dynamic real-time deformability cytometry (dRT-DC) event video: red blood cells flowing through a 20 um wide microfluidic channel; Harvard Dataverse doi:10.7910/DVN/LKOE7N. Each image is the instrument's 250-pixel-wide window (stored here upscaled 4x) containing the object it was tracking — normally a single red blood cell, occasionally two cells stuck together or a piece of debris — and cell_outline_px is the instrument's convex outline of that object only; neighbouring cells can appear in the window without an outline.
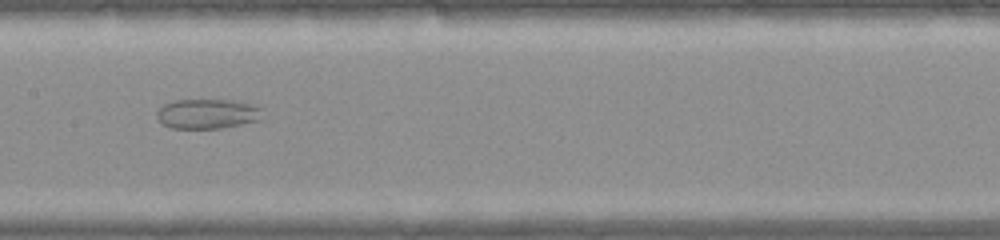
{"species": "common noctule bat (a hibernating species)", "species_latin": "Nyctalus noctula", "temperature_condition": "warm", "stored_images_in_passage": 41, "segment_of_instrument_passage": [2, 2], "camera_frame_rate_fps": 3000, "um_per_image_px": 0.085, "animal": {"sex": "female", "body_mass_g": 22.0, "forearm_length_mm": 56.7}, "frame": {"image": 1, "passage_image": 21, "time_ms": 6.667, "image_size_px": [1000, 240], "cell_outline_px": [[264, 120], [220, 128], [172, 128], [164, 124], [156, 116], [156, 112], [164, 104], [176, 100], [236, 100], [260, 108]], "centroid_in_image_um": [17.66, 9.68], "position_along_channel_um": 189.7, "area_um2": 18.26}}
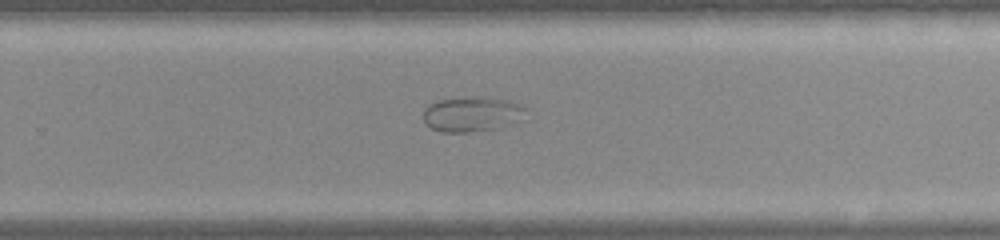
{"frame": {"image": 2, "passage_image": 27, "time_ms": 8.667, "image_size_px": [1000, 240], "cell_outline_px": [[528, 120], [516, 124], [500, 128], [468, 132], [440, 132], [432, 128], [424, 120], [424, 108], [428, 104], [440, 100], [500, 100], [520, 104], [524, 108]], "centroid_in_image_um": [40.19, 9.79], "position_along_channel_um": 289.6, "area_um2": 20.23}}
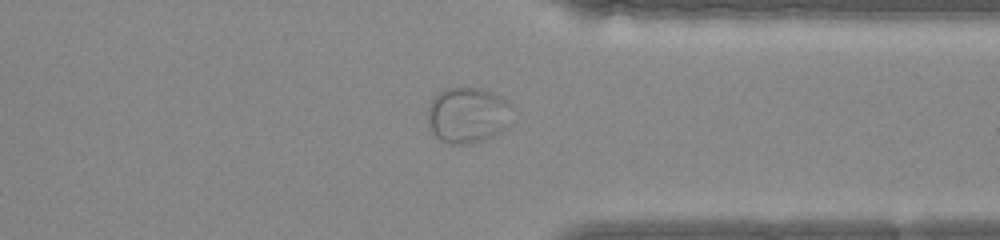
{"frame": {"image": 3, "passage_image": 32, "time_ms": 10.333, "image_size_px": [1000, 240], "cell_outline_px": [[512, 108], [508, 128], [492, 136], [480, 140], [464, 144], [448, 144], [440, 140], [432, 132], [428, 124], [428, 108], [432, 100], [440, 92], [448, 88], [480, 88], [492, 92], [500, 96], [512, 104]], "centroid_in_image_um": [39.77, 9.79], "position_along_channel_um": 371.6, "area_um2": 27.46}}